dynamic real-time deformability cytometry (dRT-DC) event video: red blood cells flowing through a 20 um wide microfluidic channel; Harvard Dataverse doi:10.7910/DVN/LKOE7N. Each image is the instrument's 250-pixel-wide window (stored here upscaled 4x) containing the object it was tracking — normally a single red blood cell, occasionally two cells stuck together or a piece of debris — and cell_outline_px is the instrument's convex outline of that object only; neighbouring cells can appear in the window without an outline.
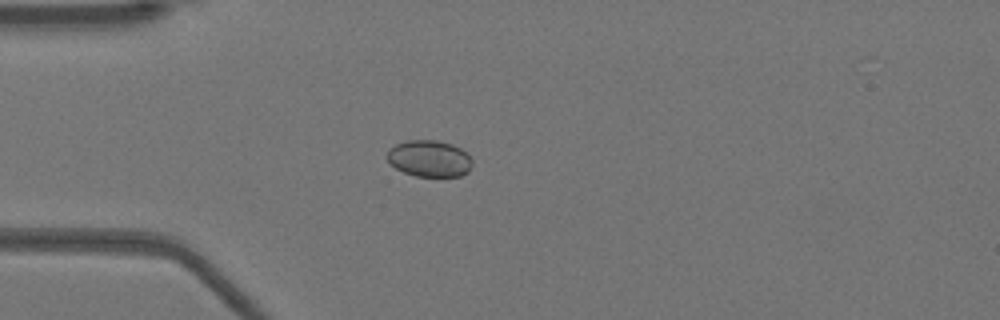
{"species": "Egyptian fruit bat (a non-hibernating species)", "species_latin": "Rousettus aegyptiacus", "temperature_condition": "warm", "stored_images_in_passage": 27, "camera_frame_rate_fps": 3000, "um_per_image_px": 0.085, "animal": {"sex": "female"}, "frame": {"image": 1, "passage_image": 9, "time_ms": 2.667, "image_size_px": [1000, 320], "cell_outline_px": [[472, 164], [468, 172], [460, 176], [416, 176], [404, 172], [396, 168], [384, 156], [388, 148], [396, 144], [408, 140], [436, 140], [452, 144], [460, 148], [472, 160]], "centroid_in_image_um": [36.46, 13.47], "position_along_channel_um": 48.5, "area_um2": 18.15}}
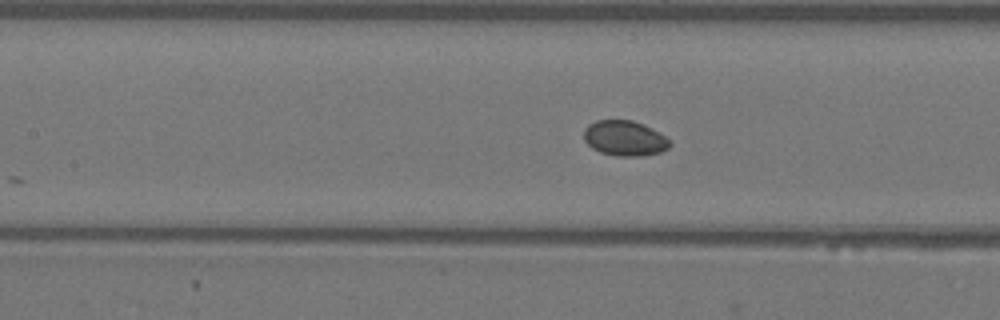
{"frame": {"image": 2, "passage_image": 18, "time_ms": 5.667, "image_size_px": [1000, 320], "cell_outline_px": [[672, 144], [668, 148], [660, 152], [640, 156], [616, 156], [600, 152], [592, 148], [584, 140], [584, 128], [588, 124], [596, 120], [632, 120], [644, 124], [652, 128], [672, 140]], "centroid_in_image_um": [53.11, 11.74], "position_along_channel_um": 154.3, "area_um2": 17.86}}
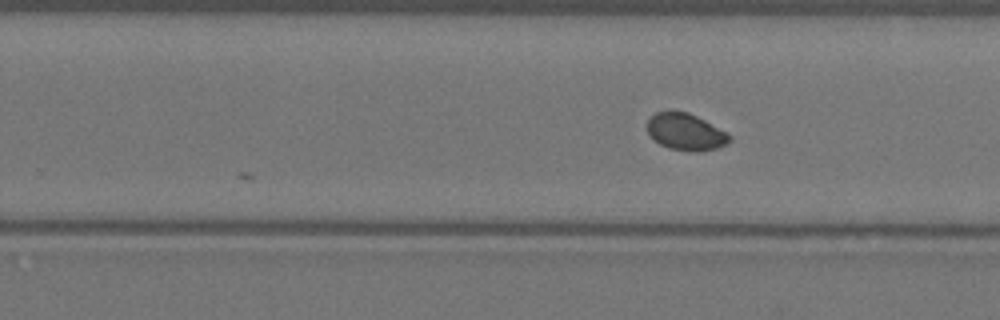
{"frame": {"image": 3, "passage_image": 27, "time_ms": 8.667, "image_size_px": [1000, 320], "cell_outline_px": [[732, 140], [728, 144], [716, 148], [696, 152], [668, 148], [652, 140], [648, 136], [648, 120], [656, 112], [688, 112], [728, 132], [732, 136]], "centroid_in_image_um": [58.31, 11.23], "position_along_channel_um": 271.5, "area_um2": 17.69}}